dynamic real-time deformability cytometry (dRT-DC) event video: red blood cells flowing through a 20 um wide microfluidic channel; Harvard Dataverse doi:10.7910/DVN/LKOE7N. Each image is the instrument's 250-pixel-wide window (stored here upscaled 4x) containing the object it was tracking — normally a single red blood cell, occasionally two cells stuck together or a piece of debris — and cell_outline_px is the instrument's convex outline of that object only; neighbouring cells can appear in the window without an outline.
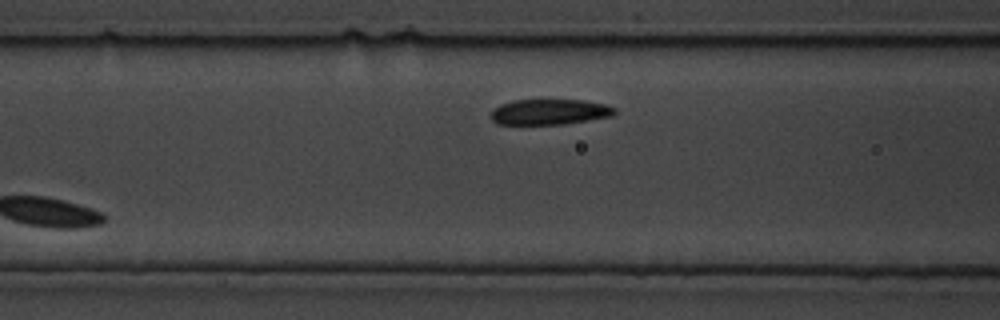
{"species": "common noctule bat (a hibernating species)", "species_latin": "Nyctalus noctula", "temperature_condition": "cold", "stored_images_in_passage": 5, "segment_of_instrument_passage": [2, 2], "camera_frame_rate_fps": 3000, "um_per_image_px": 0.085, "animal": {"sex": "male", "body_mass_g": 19.5, "forearm_length_mm": 54.6}, "frame": {"image": 1, "passage_image": 5, "time_ms": 1.333, "image_size_px": [1000, 320], "cell_outline_px": [[616, 112], [612, 116], [564, 124], [496, 124], [492, 120], [492, 112], [500, 104], [512, 100], [584, 100], [608, 104], [616, 108]], "centroid_in_image_um": [46.76, 9.5], "position_along_channel_um": 119.8, "area_um2": 18.44}}